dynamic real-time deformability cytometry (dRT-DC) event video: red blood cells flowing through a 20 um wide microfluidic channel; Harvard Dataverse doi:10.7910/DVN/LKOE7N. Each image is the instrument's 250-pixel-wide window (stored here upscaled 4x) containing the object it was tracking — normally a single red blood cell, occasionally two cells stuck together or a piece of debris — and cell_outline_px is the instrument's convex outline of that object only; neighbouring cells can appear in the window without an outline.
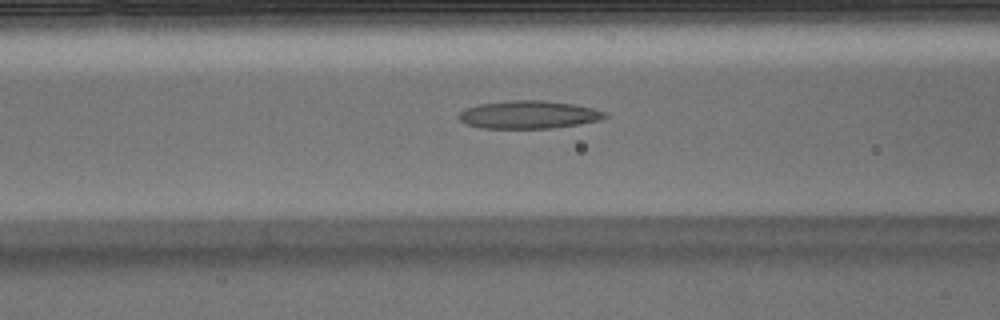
{"species": "Egyptian fruit bat (a non-hibernating species)", "species_latin": "Rousettus aegyptiacus", "temperature_condition": "warm", "stored_images_in_passage": 49, "camera_frame_rate_fps": 3000, "um_per_image_px": 0.085, "animal": {"sex": "male"}, "frame": {"image": 1, "passage_image": 18, "time_ms": 5.667, "image_size_px": [1000, 320], "cell_outline_px": [[608, 116], [596, 120], [576, 124], [552, 128], [480, 128], [468, 124], [460, 120], [456, 116], [464, 108], [480, 104], [512, 100], [544, 100], [572, 104], [592, 108], [604, 112]], "centroid_in_image_um": [44.86, 9.74], "position_along_channel_um": 121.7, "area_um2": 23.47}}
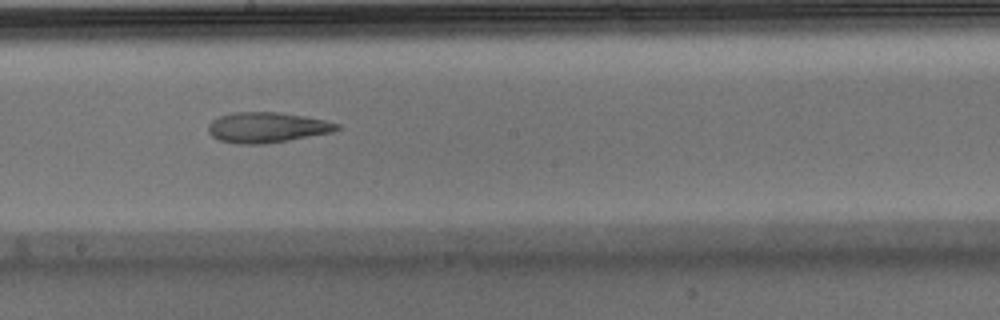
{"frame": {"image": 2, "passage_image": 26, "time_ms": 8.333, "image_size_px": [1000, 320], "cell_outline_px": [[340, 128], [332, 132], [288, 140], [264, 144], [236, 144], [220, 140], [212, 136], [208, 132], [208, 124], [212, 120], [220, 116], [232, 112], [280, 112], [304, 116], [324, 120], [340, 124]], "centroid_in_image_um": [22.67, 10.83], "position_along_channel_um": 225.5, "area_um2": 22.77}}
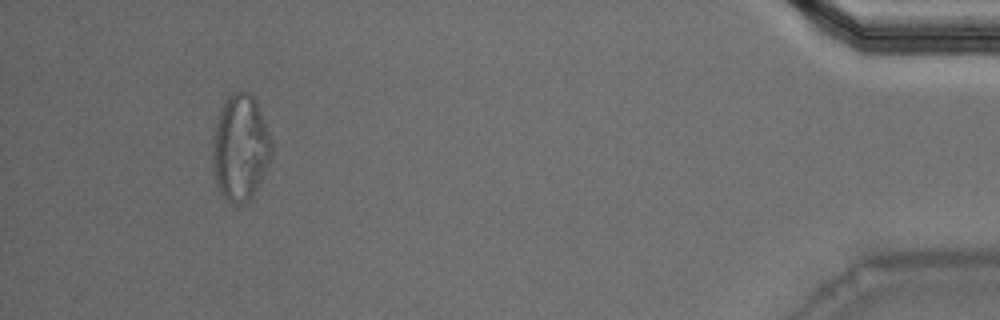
{"frame": {"image": 3, "passage_image": 46, "time_ms": 15.0, "image_size_px": [1000, 320], "cell_outline_px": [[272, 156], [252, 196], [248, 200], [240, 204], [232, 204], [220, 192], [216, 184], [212, 160], [212, 136], [220, 108], [228, 96], [232, 92], [248, 92], [256, 100], [272, 140]], "centroid_in_image_um": [20.41, 12.54], "position_along_channel_um": 414.8, "area_um2": 36.47}, "authors_computed_cell_mechanics": {"area_um2": 25.0274, "velocity_mm_per_s": 3.8814, "shape_relaxation_time_tau1_ms": null, "shape_relaxation_time_tau2_ms": 3.7987, "deformation_change_tau1": null, "deformation_change_tau2": 0.1268}}